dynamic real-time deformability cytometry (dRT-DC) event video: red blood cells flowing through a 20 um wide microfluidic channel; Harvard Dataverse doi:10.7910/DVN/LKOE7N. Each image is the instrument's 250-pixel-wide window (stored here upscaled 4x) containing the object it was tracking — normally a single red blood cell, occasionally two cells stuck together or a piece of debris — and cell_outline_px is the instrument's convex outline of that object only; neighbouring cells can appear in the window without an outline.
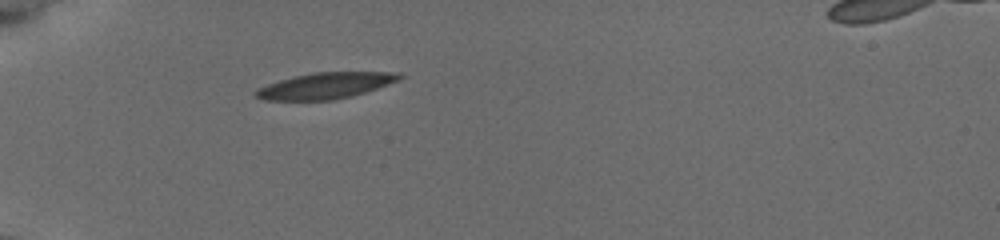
{"species": "common noctule bat (a hibernating species)", "species_latin": "Nyctalus noctula", "temperature_condition": "cold", "stored_images_in_passage": 38, "camera_frame_rate_fps": 3000, "um_per_image_px": 0.085, "animal": {"sex": "female", "body_mass_g": 19.5, "forearm_length_mm": 54.1}, "frame": {"image": 1, "passage_image": 1, "time_ms": 0.0, "image_size_px": [1000, 240], "cell_outline_px": [[404, 76], [400, 80], [352, 96], [332, 100], [264, 100], [252, 96], [252, 92], [256, 88], [292, 76], [312, 72], [400, 72]], "centroid_in_image_um": [27.61, 7.28], "position_along_channel_um": 57.4, "area_um2": 22.02}}
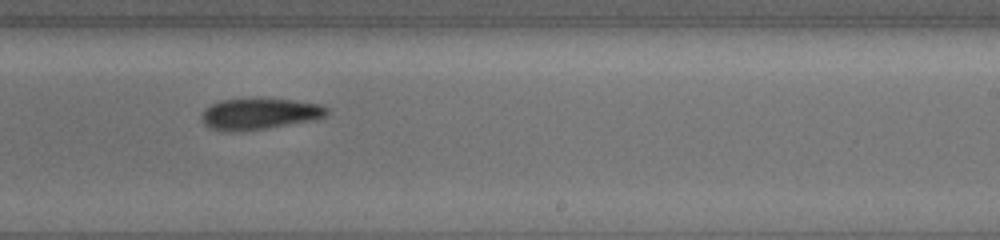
{"frame": {"image": 2, "passage_image": 19, "time_ms": 6.0, "image_size_px": [1000, 240], "cell_outline_px": [[328, 112], [324, 116], [308, 120], [264, 128], [212, 128], [204, 124], [200, 120], [200, 116], [204, 108], [220, 100], [292, 100], [320, 104], [328, 108]], "centroid_in_image_um": [22.04, 9.63], "position_along_channel_um": 267.0, "area_um2": 21.21}}
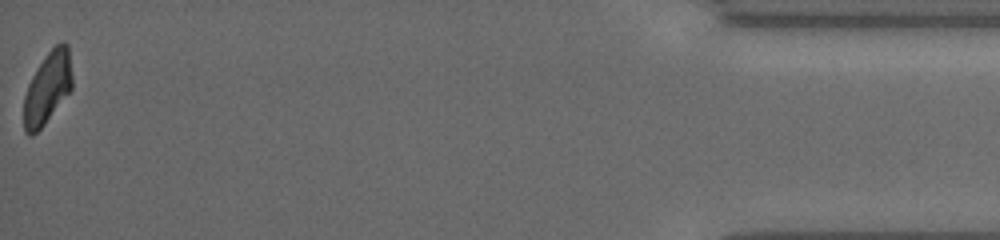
{"frame": {"image": 3, "passage_image": 38, "time_ms": 12.333, "image_size_px": [1000, 240], "cell_outline_px": [[72, 88], [44, 124], [32, 136], [28, 136], [24, 132], [24, 96], [28, 84], [36, 68], [48, 52], [60, 40], [64, 40], [68, 44], [72, 76]], "centroid_in_image_um": [4.03, 7.44], "position_along_channel_um": 431.2, "area_um2": 20.23}}